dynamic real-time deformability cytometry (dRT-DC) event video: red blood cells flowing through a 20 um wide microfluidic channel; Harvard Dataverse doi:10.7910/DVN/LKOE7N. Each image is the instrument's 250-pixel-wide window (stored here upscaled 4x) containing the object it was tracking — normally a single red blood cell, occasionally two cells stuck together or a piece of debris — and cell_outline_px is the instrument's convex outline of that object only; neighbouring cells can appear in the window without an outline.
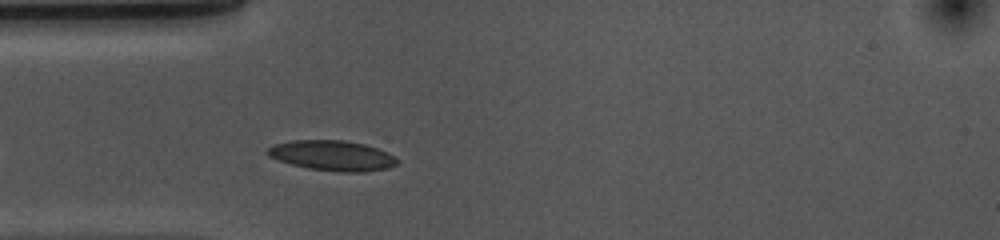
{"species": "common noctule bat (a hibernating species)", "species_latin": "Nyctalus noctula", "temperature_condition": "cold", "stored_images_in_passage": 30, "camera_frame_rate_fps": 3000, "um_per_image_px": 0.085, "animal": {"sex": "female", "body_mass_g": 10.0, "forearm_length_mm": 53.1}, "frame": {"image": 1, "passage_image": 5, "time_ms": 1.333, "image_size_px": [1000, 240], "cell_outline_px": [[400, 160], [396, 164], [384, 168], [364, 172], [340, 172], [308, 168], [292, 164], [268, 156], [264, 152], [268, 148], [276, 144], [292, 140], [344, 140], [364, 144], [388, 152], [396, 156]], "centroid_in_image_um": [28.25, 13.22], "position_along_channel_um": 56.7, "area_um2": 22.72}}
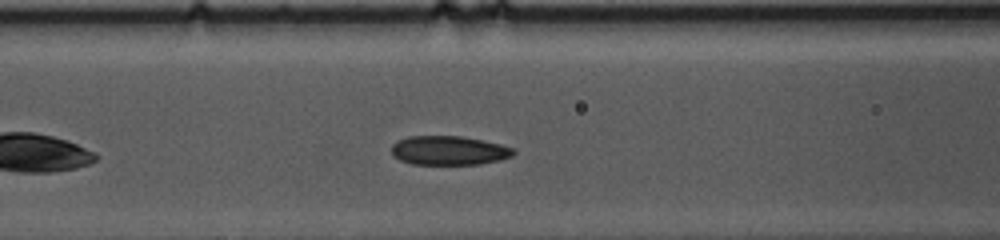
{"frame": {"image": 2, "passage_image": 11, "time_ms": 3.333, "image_size_px": [1000, 240], "cell_outline_px": [[516, 152], [512, 156], [500, 160], [480, 164], [412, 164], [400, 160], [392, 156], [392, 144], [396, 140], [408, 136], [460, 136], [500, 144], [516, 148]], "centroid_in_image_um": [38.15, 12.79], "position_along_channel_um": 128.5, "area_um2": 20.81}}
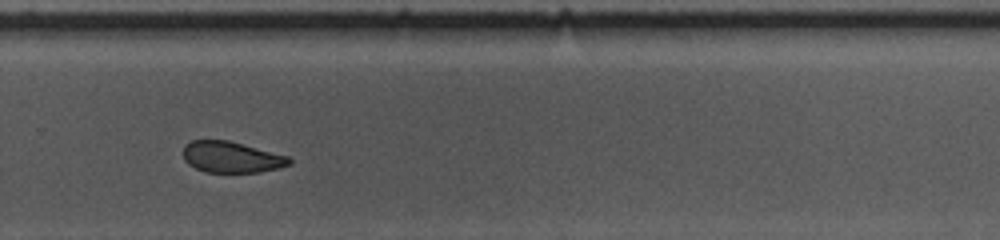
{"frame": {"image": 3, "passage_image": 26, "time_ms": 8.333, "image_size_px": [1000, 240], "cell_outline_px": [[292, 164], [280, 168], [260, 172], [204, 172], [188, 164], [184, 160], [184, 144], [192, 140], [228, 140], [288, 156], [292, 160]], "centroid_in_image_um": [19.68, 13.36], "position_along_channel_um": 310.1, "area_um2": 19.31}, "authors_computed_cell_mechanics": {"area_um2": 21.4438, "velocity_mm_per_s": 3.6445, "shape_relaxation_time_tau1_ms": 9.7215, "shape_relaxation_time_tau2_ms": null, "deformation_change_tau1": 0.2063, "deformation_change_tau2": null}}